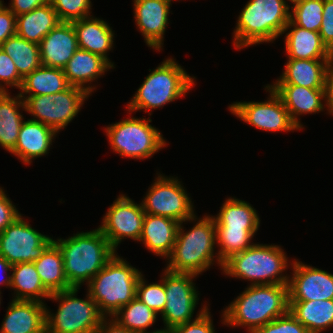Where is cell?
Wrapping results in <instances>:
<instances>
[{
  "instance_id": "cell-1",
  "label": "cell",
  "mask_w": 333,
  "mask_h": 333,
  "mask_svg": "<svg viewBox=\"0 0 333 333\" xmlns=\"http://www.w3.org/2000/svg\"><path fill=\"white\" fill-rule=\"evenodd\" d=\"M288 311V284L249 285L222 311L221 321L254 333Z\"/></svg>"
},
{
  "instance_id": "cell-2",
  "label": "cell",
  "mask_w": 333,
  "mask_h": 333,
  "mask_svg": "<svg viewBox=\"0 0 333 333\" xmlns=\"http://www.w3.org/2000/svg\"><path fill=\"white\" fill-rule=\"evenodd\" d=\"M191 221L197 223L186 232L183 222L179 223L172 253L167 258L166 270L199 275L210 269L215 261L222 268L223 263L214 254L217 244L214 217L206 214L198 220L195 215L190 218Z\"/></svg>"
},
{
  "instance_id": "cell-3",
  "label": "cell",
  "mask_w": 333,
  "mask_h": 333,
  "mask_svg": "<svg viewBox=\"0 0 333 333\" xmlns=\"http://www.w3.org/2000/svg\"><path fill=\"white\" fill-rule=\"evenodd\" d=\"M54 243L63 255L65 277L76 288L87 284L117 252L99 228L78 232L67 239L58 238Z\"/></svg>"
},
{
  "instance_id": "cell-4",
  "label": "cell",
  "mask_w": 333,
  "mask_h": 333,
  "mask_svg": "<svg viewBox=\"0 0 333 333\" xmlns=\"http://www.w3.org/2000/svg\"><path fill=\"white\" fill-rule=\"evenodd\" d=\"M290 11L284 0H249L236 21L234 47L275 41L289 23Z\"/></svg>"
},
{
  "instance_id": "cell-5",
  "label": "cell",
  "mask_w": 333,
  "mask_h": 333,
  "mask_svg": "<svg viewBox=\"0 0 333 333\" xmlns=\"http://www.w3.org/2000/svg\"><path fill=\"white\" fill-rule=\"evenodd\" d=\"M288 256L278 245L254 243L250 248L233 254L223 262L227 276L251 281L250 285L288 284Z\"/></svg>"
},
{
  "instance_id": "cell-6",
  "label": "cell",
  "mask_w": 333,
  "mask_h": 333,
  "mask_svg": "<svg viewBox=\"0 0 333 333\" xmlns=\"http://www.w3.org/2000/svg\"><path fill=\"white\" fill-rule=\"evenodd\" d=\"M117 254L86 284L88 294L105 317H112L136 297L137 283L142 275Z\"/></svg>"
},
{
  "instance_id": "cell-7",
  "label": "cell",
  "mask_w": 333,
  "mask_h": 333,
  "mask_svg": "<svg viewBox=\"0 0 333 333\" xmlns=\"http://www.w3.org/2000/svg\"><path fill=\"white\" fill-rule=\"evenodd\" d=\"M196 78L187 74L186 70L175 59L169 57L153 69L125 107L131 114L133 111L160 109L186 95L194 87Z\"/></svg>"
},
{
  "instance_id": "cell-8",
  "label": "cell",
  "mask_w": 333,
  "mask_h": 333,
  "mask_svg": "<svg viewBox=\"0 0 333 333\" xmlns=\"http://www.w3.org/2000/svg\"><path fill=\"white\" fill-rule=\"evenodd\" d=\"M79 289L72 287L51 294L49 299L59 304L56 314L46 306V333H96L105 316L88 292L85 299L76 296Z\"/></svg>"
},
{
  "instance_id": "cell-9",
  "label": "cell",
  "mask_w": 333,
  "mask_h": 333,
  "mask_svg": "<svg viewBox=\"0 0 333 333\" xmlns=\"http://www.w3.org/2000/svg\"><path fill=\"white\" fill-rule=\"evenodd\" d=\"M150 122V118L130 117L104 128L112 150L121 157L142 160L166 147L162 133Z\"/></svg>"
},
{
  "instance_id": "cell-10",
  "label": "cell",
  "mask_w": 333,
  "mask_h": 333,
  "mask_svg": "<svg viewBox=\"0 0 333 333\" xmlns=\"http://www.w3.org/2000/svg\"><path fill=\"white\" fill-rule=\"evenodd\" d=\"M197 276L192 273H174L164 268L166 303L161 313L163 329L171 330L178 325L196 320L209 307L207 304L202 305L193 319L199 301V291L193 282Z\"/></svg>"
},
{
  "instance_id": "cell-11",
  "label": "cell",
  "mask_w": 333,
  "mask_h": 333,
  "mask_svg": "<svg viewBox=\"0 0 333 333\" xmlns=\"http://www.w3.org/2000/svg\"><path fill=\"white\" fill-rule=\"evenodd\" d=\"M156 174L155 182L141 202L145 214L168 217L179 223L189 222L195 211L183 184L178 177Z\"/></svg>"
},
{
  "instance_id": "cell-12",
  "label": "cell",
  "mask_w": 333,
  "mask_h": 333,
  "mask_svg": "<svg viewBox=\"0 0 333 333\" xmlns=\"http://www.w3.org/2000/svg\"><path fill=\"white\" fill-rule=\"evenodd\" d=\"M53 242L20 215L0 234V255L11 265L34 262Z\"/></svg>"
},
{
  "instance_id": "cell-13",
  "label": "cell",
  "mask_w": 333,
  "mask_h": 333,
  "mask_svg": "<svg viewBox=\"0 0 333 333\" xmlns=\"http://www.w3.org/2000/svg\"><path fill=\"white\" fill-rule=\"evenodd\" d=\"M269 97L264 102H234L229 105V111L245 123L265 132L301 130L292 121L281 98L271 87L265 86Z\"/></svg>"
},
{
  "instance_id": "cell-14",
  "label": "cell",
  "mask_w": 333,
  "mask_h": 333,
  "mask_svg": "<svg viewBox=\"0 0 333 333\" xmlns=\"http://www.w3.org/2000/svg\"><path fill=\"white\" fill-rule=\"evenodd\" d=\"M144 217L142 204H137L128 196L121 194L108 207L98 228L116 251L125 238L139 241Z\"/></svg>"
},
{
  "instance_id": "cell-15",
  "label": "cell",
  "mask_w": 333,
  "mask_h": 333,
  "mask_svg": "<svg viewBox=\"0 0 333 333\" xmlns=\"http://www.w3.org/2000/svg\"><path fill=\"white\" fill-rule=\"evenodd\" d=\"M289 276V301L333 300V274L293 260Z\"/></svg>"
},
{
  "instance_id": "cell-16",
  "label": "cell",
  "mask_w": 333,
  "mask_h": 333,
  "mask_svg": "<svg viewBox=\"0 0 333 333\" xmlns=\"http://www.w3.org/2000/svg\"><path fill=\"white\" fill-rule=\"evenodd\" d=\"M134 19L148 47L160 52L168 27L171 0H133Z\"/></svg>"
},
{
  "instance_id": "cell-17",
  "label": "cell",
  "mask_w": 333,
  "mask_h": 333,
  "mask_svg": "<svg viewBox=\"0 0 333 333\" xmlns=\"http://www.w3.org/2000/svg\"><path fill=\"white\" fill-rule=\"evenodd\" d=\"M77 49V36L72 23L60 22L39 43L41 63L63 69Z\"/></svg>"
},
{
  "instance_id": "cell-18",
  "label": "cell",
  "mask_w": 333,
  "mask_h": 333,
  "mask_svg": "<svg viewBox=\"0 0 333 333\" xmlns=\"http://www.w3.org/2000/svg\"><path fill=\"white\" fill-rule=\"evenodd\" d=\"M45 313L44 303L12 299L0 333H46Z\"/></svg>"
},
{
  "instance_id": "cell-19",
  "label": "cell",
  "mask_w": 333,
  "mask_h": 333,
  "mask_svg": "<svg viewBox=\"0 0 333 333\" xmlns=\"http://www.w3.org/2000/svg\"><path fill=\"white\" fill-rule=\"evenodd\" d=\"M281 98L292 121L303 129L299 116L319 113L326 108L325 89H311L297 85H269ZM323 100V102H322Z\"/></svg>"
},
{
  "instance_id": "cell-20",
  "label": "cell",
  "mask_w": 333,
  "mask_h": 333,
  "mask_svg": "<svg viewBox=\"0 0 333 333\" xmlns=\"http://www.w3.org/2000/svg\"><path fill=\"white\" fill-rule=\"evenodd\" d=\"M57 134L54 129L41 122L32 119L24 120L15 148L10 153L17 156L23 164L30 165L32 160L49 153Z\"/></svg>"
},
{
  "instance_id": "cell-21",
  "label": "cell",
  "mask_w": 333,
  "mask_h": 333,
  "mask_svg": "<svg viewBox=\"0 0 333 333\" xmlns=\"http://www.w3.org/2000/svg\"><path fill=\"white\" fill-rule=\"evenodd\" d=\"M113 68L115 67L102 56L78 48L63 68V72L71 86L83 88L92 95L96 87L91 85V82H95Z\"/></svg>"
},
{
  "instance_id": "cell-22",
  "label": "cell",
  "mask_w": 333,
  "mask_h": 333,
  "mask_svg": "<svg viewBox=\"0 0 333 333\" xmlns=\"http://www.w3.org/2000/svg\"><path fill=\"white\" fill-rule=\"evenodd\" d=\"M333 59H288L280 78L272 85H297L324 89L325 79Z\"/></svg>"
},
{
  "instance_id": "cell-23",
  "label": "cell",
  "mask_w": 333,
  "mask_h": 333,
  "mask_svg": "<svg viewBox=\"0 0 333 333\" xmlns=\"http://www.w3.org/2000/svg\"><path fill=\"white\" fill-rule=\"evenodd\" d=\"M77 36L78 48L102 56L113 67L107 55L114 47V31L103 19L93 15L71 22Z\"/></svg>"
},
{
  "instance_id": "cell-24",
  "label": "cell",
  "mask_w": 333,
  "mask_h": 333,
  "mask_svg": "<svg viewBox=\"0 0 333 333\" xmlns=\"http://www.w3.org/2000/svg\"><path fill=\"white\" fill-rule=\"evenodd\" d=\"M287 31L285 53L288 59H333V53L323 43L319 32L296 26L291 20L282 34Z\"/></svg>"
},
{
  "instance_id": "cell-25",
  "label": "cell",
  "mask_w": 333,
  "mask_h": 333,
  "mask_svg": "<svg viewBox=\"0 0 333 333\" xmlns=\"http://www.w3.org/2000/svg\"><path fill=\"white\" fill-rule=\"evenodd\" d=\"M179 222L164 216L145 214L139 241L156 256L166 259L172 253Z\"/></svg>"
},
{
  "instance_id": "cell-26",
  "label": "cell",
  "mask_w": 333,
  "mask_h": 333,
  "mask_svg": "<svg viewBox=\"0 0 333 333\" xmlns=\"http://www.w3.org/2000/svg\"><path fill=\"white\" fill-rule=\"evenodd\" d=\"M60 22L51 3H47L16 16V34L27 41L39 44Z\"/></svg>"
},
{
  "instance_id": "cell-27",
  "label": "cell",
  "mask_w": 333,
  "mask_h": 333,
  "mask_svg": "<svg viewBox=\"0 0 333 333\" xmlns=\"http://www.w3.org/2000/svg\"><path fill=\"white\" fill-rule=\"evenodd\" d=\"M289 311L309 333L333 327V300L289 301Z\"/></svg>"
},
{
  "instance_id": "cell-28",
  "label": "cell",
  "mask_w": 333,
  "mask_h": 333,
  "mask_svg": "<svg viewBox=\"0 0 333 333\" xmlns=\"http://www.w3.org/2000/svg\"><path fill=\"white\" fill-rule=\"evenodd\" d=\"M25 110L24 100L19 94L12 97L10 92L0 95V146L9 153L15 148L24 117L19 110Z\"/></svg>"
},
{
  "instance_id": "cell-29",
  "label": "cell",
  "mask_w": 333,
  "mask_h": 333,
  "mask_svg": "<svg viewBox=\"0 0 333 333\" xmlns=\"http://www.w3.org/2000/svg\"><path fill=\"white\" fill-rule=\"evenodd\" d=\"M11 285L13 300L37 301L44 303L51 293L44 287L33 262L18 263L11 266Z\"/></svg>"
},
{
  "instance_id": "cell-30",
  "label": "cell",
  "mask_w": 333,
  "mask_h": 333,
  "mask_svg": "<svg viewBox=\"0 0 333 333\" xmlns=\"http://www.w3.org/2000/svg\"><path fill=\"white\" fill-rule=\"evenodd\" d=\"M68 83L63 69L41 65L24 79L18 93L20 96H39L65 91Z\"/></svg>"
},
{
  "instance_id": "cell-31",
  "label": "cell",
  "mask_w": 333,
  "mask_h": 333,
  "mask_svg": "<svg viewBox=\"0 0 333 333\" xmlns=\"http://www.w3.org/2000/svg\"><path fill=\"white\" fill-rule=\"evenodd\" d=\"M213 217L216 228L259 229L261 221L250 203L235 197L226 199Z\"/></svg>"
},
{
  "instance_id": "cell-32",
  "label": "cell",
  "mask_w": 333,
  "mask_h": 333,
  "mask_svg": "<svg viewBox=\"0 0 333 333\" xmlns=\"http://www.w3.org/2000/svg\"><path fill=\"white\" fill-rule=\"evenodd\" d=\"M33 263L44 287L51 294L72 288L64 274L62 252L54 242Z\"/></svg>"
},
{
  "instance_id": "cell-33",
  "label": "cell",
  "mask_w": 333,
  "mask_h": 333,
  "mask_svg": "<svg viewBox=\"0 0 333 333\" xmlns=\"http://www.w3.org/2000/svg\"><path fill=\"white\" fill-rule=\"evenodd\" d=\"M91 96L86 90L70 86L65 91L54 94L52 110V129L57 133L67 127L83 107L84 101Z\"/></svg>"
},
{
  "instance_id": "cell-34",
  "label": "cell",
  "mask_w": 333,
  "mask_h": 333,
  "mask_svg": "<svg viewBox=\"0 0 333 333\" xmlns=\"http://www.w3.org/2000/svg\"><path fill=\"white\" fill-rule=\"evenodd\" d=\"M0 48L12 58L23 79L42 65L39 44L27 41L17 34L9 37Z\"/></svg>"
},
{
  "instance_id": "cell-35",
  "label": "cell",
  "mask_w": 333,
  "mask_h": 333,
  "mask_svg": "<svg viewBox=\"0 0 333 333\" xmlns=\"http://www.w3.org/2000/svg\"><path fill=\"white\" fill-rule=\"evenodd\" d=\"M110 318H113L119 325L130 331L153 333L147 332V329L158 320V314L135 297Z\"/></svg>"
},
{
  "instance_id": "cell-36",
  "label": "cell",
  "mask_w": 333,
  "mask_h": 333,
  "mask_svg": "<svg viewBox=\"0 0 333 333\" xmlns=\"http://www.w3.org/2000/svg\"><path fill=\"white\" fill-rule=\"evenodd\" d=\"M259 229L216 228L217 250L216 255L223 263L233 254L250 248L252 238Z\"/></svg>"
},
{
  "instance_id": "cell-37",
  "label": "cell",
  "mask_w": 333,
  "mask_h": 333,
  "mask_svg": "<svg viewBox=\"0 0 333 333\" xmlns=\"http://www.w3.org/2000/svg\"><path fill=\"white\" fill-rule=\"evenodd\" d=\"M291 7L290 20L296 26L319 32L323 19L324 0H304Z\"/></svg>"
},
{
  "instance_id": "cell-38",
  "label": "cell",
  "mask_w": 333,
  "mask_h": 333,
  "mask_svg": "<svg viewBox=\"0 0 333 333\" xmlns=\"http://www.w3.org/2000/svg\"><path fill=\"white\" fill-rule=\"evenodd\" d=\"M160 283L148 284L144 279L143 274L140 276L137 288L136 298L146 304L150 309L160 315L166 303L165 287H164V272L162 273Z\"/></svg>"
},
{
  "instance_id": "cell-39",
  "label": "cell",
  "mask_w": 333,
  "mask_h": 333,
  "mask_svg": "<svg viewBox=\"0 0 333 333\" xmlns=\"http://www.w3.org/2000/svg\"><path fill=\"white\" fill-rule=\"evenodd\" d=\"M50 3L61 22H73L92 16L91 0H51Z\"/></svg>"
},
{
  "instance_id": "cell-40",
  "label": "cell",
  "mask_w": 333,
  "mask_h": 333,
  "mask_svg": "<svg viewBox=\"0 0 333 333\" xmlns=\"http://www.w3.org/2000/svg\"><path fill=\"white\" fill-rule=\"evenodd\" d=\"M20 97L24 100L26 112L33 116L32 120L52 128L54 94Z\"/></svg>"
},
{
  "instance_id": "cell-41",
  "label": "cell",
  "mask_w": 333,
  "mask_h": 333,
  "mask_svg": "<svg viewBox=\"0 0 333 333\" xmlns=\"http://www.w3.org/2000/svg\"><path fill=\"white\" fill-rule=\"evenodd\" d=\"M254 333H309L291 313L277 317L273 321L258 328Z\"/></svg>"
},
{
  "instance_id": "cell-42",
  "label": "cell",
  "mask_w": 333,
  "mask_h": 333,
  "mask_svg": "<svg viewBox=\"0 0 333 333\" xmlns=\"http://www.w3.org/2000/svg\"><path fill=\"white\" fill-rule=\"evenodd\" d=\"M22 83L23 78L18 74L12 58L0 48V89L3 92H9L8 87L20 90Z\"/></svg>"
},
{
  "instance_id": "cell-43",
  "label": "cell",
  "mask_w": 333,
  "mask_h": 333,
  "mask_svg": "<svg viewBox=\"0 0 333 333\" xmlns=\"http://www.w3.org/2000/svg\"><path fill=\"white\" fill-rule=\"evenodd\" d=\"M209 310L207 308L196 320L174 327L172 333H216Z\"/></svg>"
},
{
  "instance_id": "cell-44",
  "label": "cell",
  "mask_w": 333,
  "mask_h": 333,
  "mask_svg": "<svg viewBox=\"0 0 333 333\" xmlns=\"http://www.w3.org/2000/svg\"><path fill=\"white\" fill-rule=\"evenodd\" d=\"M322 16L319 34L323 43L333 53V0H324Z\"/></svg>"
},
{
  "instance_id": "cell-45",
  "label": "cell",
  "mask_w": 333,
  "mask_h": 333,
  "mask_svg": "<svg viewBox=\"0 0 333 333\" xmlns=\"http://www.w3.org/2000/svg\"><path fill=\"white\" fill-rule=\"evenodd\" d=\"M18 211L4 189L0 187V234L21 215Z\"/></svg>"
},
{
  "instance_id": "cell-46",
  "label": "cell",
  "mask_w": 333,
  "mask_h": 333,
  "mask_svg": "<svg viewBox=\"0 0 333 333\" xmlns=\"http://www.w3.org/2000/svg\"><path fill=\"white\" fill-rule=\"evenodd\" d=\"M16 34V16L4 4L0 6V45Z\"/></svg>"
},
{
  "instance_id": "cell-47",
  "label": "cell",
  "mask_w": 333,
  "mask_h": 333,
  "mask_svg": "<svg viewBox=\"0 0 333 333\" xmlns=\"http://www.w3.org/2000/svg\"><path fill=\"white\" fill-rule=\"evenodd\" d=\"M51 0H11L9 8L15 16L28 13L37 7L50 3Z\"/></svg>"
},
{
  "instance_id": "cell-48",
  "label": "cell",
  "mask_w": 333,
  "mask_h": 333,
  "mask_svg": "<svg viewBox=\"0 0 333 333\" xmlns=\"http://www.w3.org/2000/svg\"><path fill=\"white\" fill-rule=\"evenodd\" d=\"M96 333H138L130 331L129 329L119 325L113 318L105 317L100 326L97 328Z\"/></svg>"
},
{
  "instance_id": "cell-49",
  "label": "cell",
  "mask_w": 333,
  "mask_h": 333,
  "mask_svg": "<svg viewBox=\"0 0 333 333\" xmlns=\"http://www.w3.org/2000/svg\"><path fill=\"white\" fill-rule=\"evenodd\" d=\"M325 104L329 114L333 116V65L329 68L325 79Z\"/></svg>"
},
{
  "instance_id": "cell-50",
  "label": "cell",
  "mask_w": 333,
  "mask_h": 333,
  "mask_svg": "<svg viewBox=\"0 0 333 333\" xmlns=\"http://www.w3.org/2000/svg\"><path fill=\"white\" fill-rule=\"evenodd\" d=\"M11 264L5 259L3 258L1 255H0V270L3 271V272H8L10 271L11 272ZM2 272V274H4ZM11 273H9V275L6 274V278L4 279H1L0 280V285H4L6 288L10 287L11 285ZM1 291V290H0Z\"/></svg>"
},
{
  "instance_id": "cell-51",
  "label": "cell",
  "mask_w": 333,
  "mask_h": 333,
  "mask_svg": "<svg viewBox=\"0 0 333 333\" xmlns=\"http://www.w3.org/2000/svg\"><path fill=\"white\" fill-rule=\"evenodd\" d=\"M153 333H172V331L168 329H158L154 330Z\"/></svg>"
},
{
  "instance_id": "cell-52",
  "label": "cell",
  "mask_w": 333,
  "mask_h": 333,
  "mask_svg": "<svg viewBox=\"0 0 333 333\" xmlns=\"http://www.w3.org/2000/svg\"><path fill=\"white\" fill-rule=\"evenodd\" d=\"M284 1H285V0H284ZM288 1H290V2L293 4V6H294V5L300 3V2H302V1H304V0H288ZM288 1L286 0L285 3H286L289 7H291V6L288 4Z\"/></svg>"
}]
</instances>
